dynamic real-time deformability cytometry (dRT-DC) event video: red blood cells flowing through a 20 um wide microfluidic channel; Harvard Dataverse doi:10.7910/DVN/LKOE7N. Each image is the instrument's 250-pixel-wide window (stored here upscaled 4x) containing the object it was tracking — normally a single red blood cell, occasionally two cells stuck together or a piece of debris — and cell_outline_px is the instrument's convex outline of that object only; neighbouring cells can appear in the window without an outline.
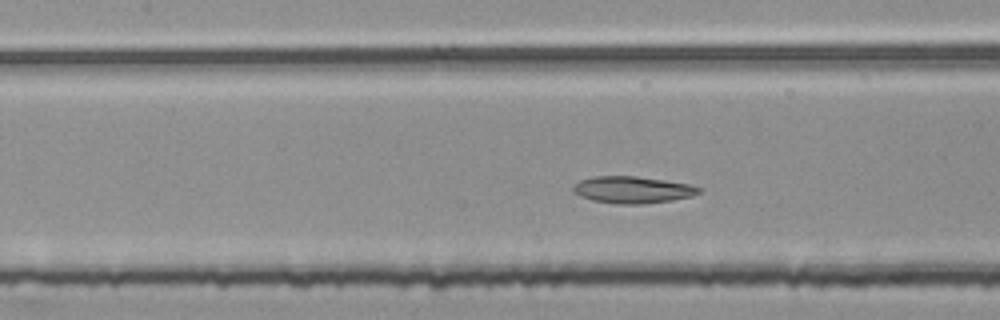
{"species": "common noctule bat (a hibernating species)", "species_latin": "Nyctalus noctula", "temperature_condition": "room temperature", "stored_images_in_passage": 48, "camera_frame_rate_fps": 3000, "um_per_image_px": 0.085, "animal": {"sex": "female", "body_mass_g": 25.1}, "frame": {"image": 1, "passage_image": 21, "time_ms": 6.667, "image_size_px": [1000, 320], "cell_outline_px": [[704, 188], [700, 192], [692, 196], [672, 200], [644, 204], [616, 204], [592, 200], [580, 196], [572, 192], [572, 188], [580, 180], [592, 176], [636, 176], [692, 184]], "centroid_in_image_um": [53.79, 16.13], "position_along_channel_um": 153.6, "area_um2": 19.88}}
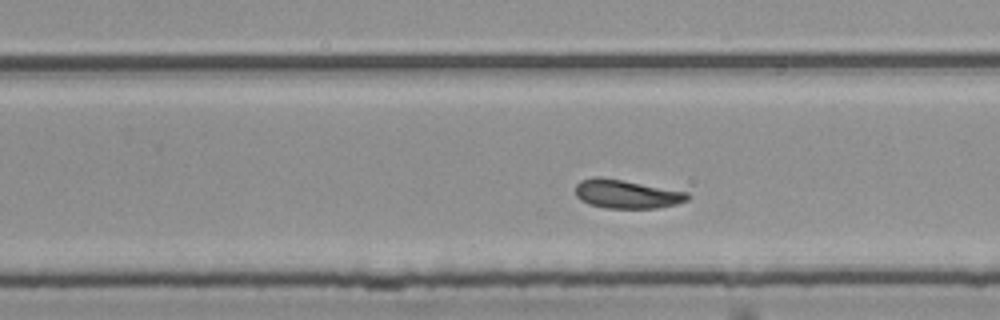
{"frame": {"image": 2, "passage_image": 31, "time_ms": 10.0, "image_size_px": [1000, 320], "cell_outline_px": [[688, 200], [676, 204], [656, 208], [604, 208], [588, 204], [580, 200], [576, 196], [576, 184], [580, 180], [596, 176], [600, 176], [688, 192]], "centroid_in_image_um": [53.22, 16.49], "position_along_channel_um": 276.6, "area_um2": 18.73}}
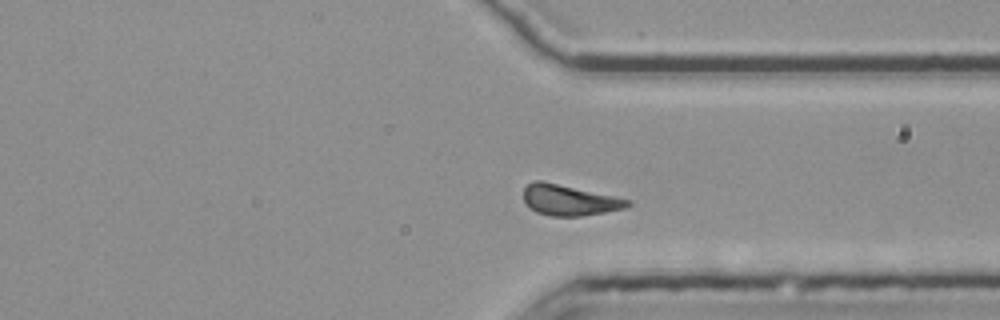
{"frame": {"image": 3, "passage_image": 38, "time_ms": 12.333, "image_size_px": [1000, 320], "cell_outline_px": [[632, 204], [628, 208], [580, 216], [552, 216], [536, 212], [524, 200], [524, 188], [532, 180], [544, 180], [632, 200]], "centroid_in_image_um": [48.42, 16.99], "position_along_channel_um": 363.0, "area_um2": 18.73}, "authors_computed_cell_mechanics": {"area_um2": 19.1029, "velocity_mm_per_s": 3.7039, "shape_relaxation_time_tau1_ms": 4.8118, "shape_relaxation_time_tau2_ms": 4.6873, "deformation_change_tau1": 0.1068, "deformation_change_tau2": 0.1234}}